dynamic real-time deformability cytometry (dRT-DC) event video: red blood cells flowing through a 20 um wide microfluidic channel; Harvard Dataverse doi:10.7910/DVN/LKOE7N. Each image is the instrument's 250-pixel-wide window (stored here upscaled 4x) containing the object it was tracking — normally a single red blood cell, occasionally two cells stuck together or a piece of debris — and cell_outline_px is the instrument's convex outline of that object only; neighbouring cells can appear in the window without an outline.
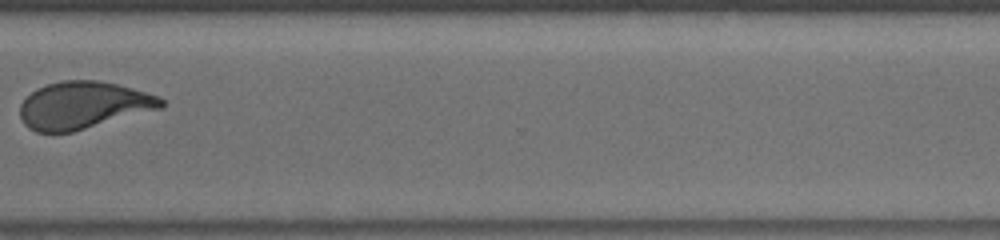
{"species": "human", "species_latin": "Homo sapiens", "temperature_condition": "room temperature", "stored_images_in_passage": 34, "camera_frame_rate_fps": 3000, "um_per_image_px": 0.085, "donor": {"sex": "male"}, "frame": {"image": 1, "passage_image": 30, "time_ms": 11.667, "image_size_px": [1000, 240], "cell_outline_px": [[164, 108], [72, 132], [36, 132], [28, 128], [24, 124], [20, 116], [20, 104], [36, 88], [48, 84], [64, 80], [100, 80], [132, 88], [160, 96], [164, 100]], "centroid_in_image_um": [7.1, 8.95], "position_along_channel_um": 363.5, "area_um2": 39.02}, "authors_computed_cell_mechanics": {"area_um2": 39.6219, "velocity_mm_per_s": 4.2056, "shape_relaxation_time_tau1_ms": 3.7561, "shape_relaxation_time_tau2_ms": 1.1022, "deformation_change_tau1": 0.1536, "deformation_change_tau2": 0.0837}}